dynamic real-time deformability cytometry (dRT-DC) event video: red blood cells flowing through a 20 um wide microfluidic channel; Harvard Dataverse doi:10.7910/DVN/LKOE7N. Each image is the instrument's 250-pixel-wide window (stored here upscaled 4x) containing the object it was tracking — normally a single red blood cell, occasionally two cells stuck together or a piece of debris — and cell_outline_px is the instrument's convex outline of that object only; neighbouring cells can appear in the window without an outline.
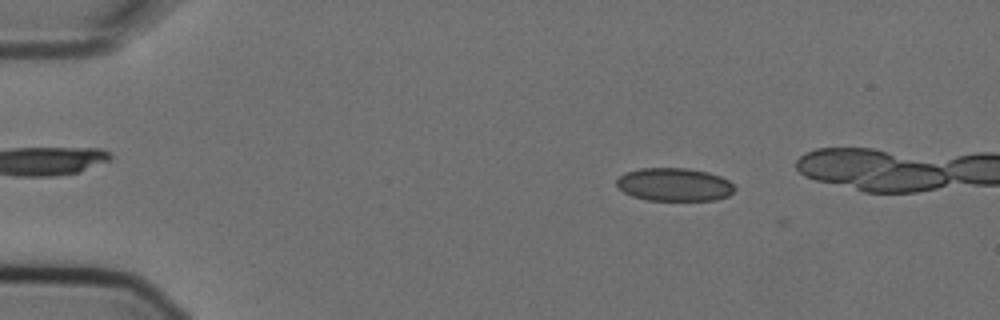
{"species": "Egyptian fruit bat (a non-hibernating species)", "species_latin": "Rousettus aegyptiacus", "temperature_condition": "cold", "stored_images_in_passage": 4, "camera_frame_rate_fps": 3000, "um_per_image_px": 0.085, "animal": {"sex": "female"}, "frame": {"image": 1, "passage_image": 2, "time_ms": 0.333, "image_size_px": [1000, 320], "cell_outline_px": [[736, 188], [728, 196], [716, 200], [648, 200], [632, 196], [624, 192], [616, 184], [616, 180], [624, 172], [640, 168], [688, 168], [708, 172], [720, 176], [728, 180]], "centroid_in_image_um": [57.31, 15.68], "position_along_channel_um": 27.7, "area_um2": 22.83}}